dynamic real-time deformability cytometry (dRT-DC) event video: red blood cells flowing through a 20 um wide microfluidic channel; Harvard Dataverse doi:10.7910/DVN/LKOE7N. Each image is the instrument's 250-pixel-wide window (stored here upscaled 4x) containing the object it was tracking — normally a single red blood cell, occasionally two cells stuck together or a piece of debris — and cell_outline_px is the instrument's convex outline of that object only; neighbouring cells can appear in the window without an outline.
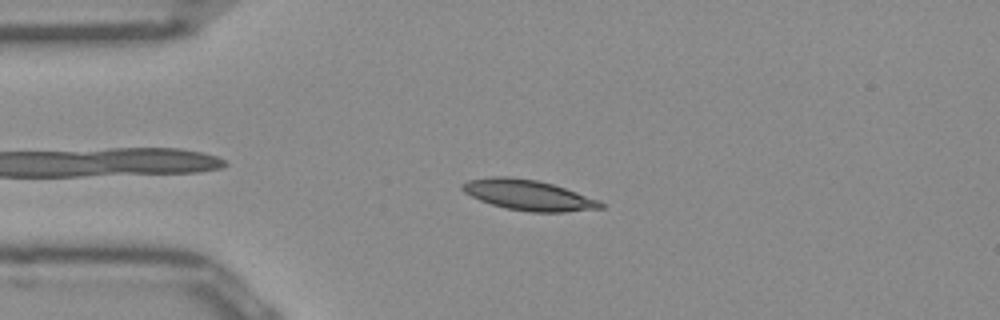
{"species": "Egyptian fruit bat (a non-hibernating species)", "species_latin": "Rousettus aegyptiacus", "temperature_condition": "room temperature", "stored_images_in_passage": 33, "camera_frame_rate_fps": 3000, "um_per_image_px": 0.085, "frame": {"image": 1, "passage_image": 6, "time_ms": 1.667, "image_size_px": [1000, 320], "cell_outline_px": [[604, 208], [564, 212], [528, 212], [504, 208], [480, 200], [464, 192], [460, 188], [460, 184], [468, 180], [492, 176], [504, 176], [536, 180], [552, 184], [600, 200], [604, 204]], "centroid_in_image_um": [44.9, 16.59], "position_along_channel_um": 40.1, "area_um2": 24.51}}
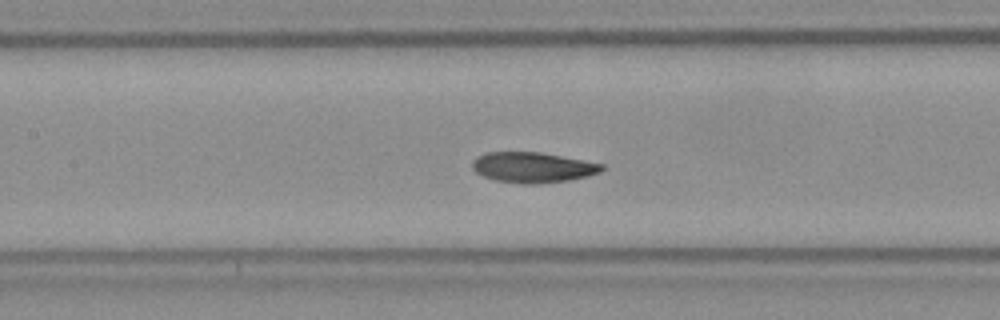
{"frame": {"image": 2, "passage_image": 17, "time_ms": 5.333, "image_size_px": [1000, 320], "cell_outline_px": [[604, 168], [600, 172], [588, 176], [568, 180], [536, 184], [520, 184], [496, 180], [484, 176], [476, 172], [472, 168], [472, 160], [476, 156], [488, 152], [540, 152], [584, 160], [604, 164]], "centroid_in_image_um": [45.27, 14.22], "position_along_channel_um": 162.1, "area_um2": 23.0}}
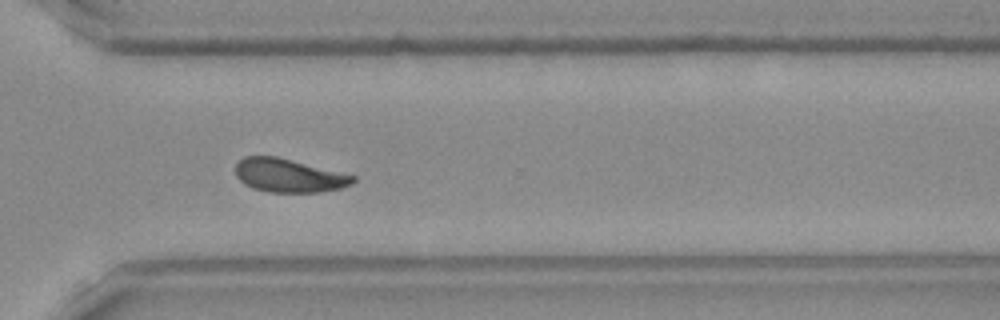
{"frame": {"image": 3, "passage_image": 31, "time_ms": 10.0, "image_size_px": [1000, 320], "cell_outline_px": [[356, 180], [352, 184], [344, 188], [320, 192], [268, 192], [252, 188], [244, 184], [236, 176], [236, 164], [244, 156], [276, 156], [356, 176]], "centroid_in_image_um": [24.55, 14.93], "position_along_channel_um": 346.0, "area_um2": 22.95}, "authors_computed_cell_mechanics": {"area_um2": 23.3512, "velocity_mm_per_s": 3.9448, "shape_relaxation_time_tau1_ms": 5.0063, "shape_relaxation_time_tau2_ms": 3.3467, "deformation_change_tau1": 0.129, "deformation_change_tau2": 0.0821}}